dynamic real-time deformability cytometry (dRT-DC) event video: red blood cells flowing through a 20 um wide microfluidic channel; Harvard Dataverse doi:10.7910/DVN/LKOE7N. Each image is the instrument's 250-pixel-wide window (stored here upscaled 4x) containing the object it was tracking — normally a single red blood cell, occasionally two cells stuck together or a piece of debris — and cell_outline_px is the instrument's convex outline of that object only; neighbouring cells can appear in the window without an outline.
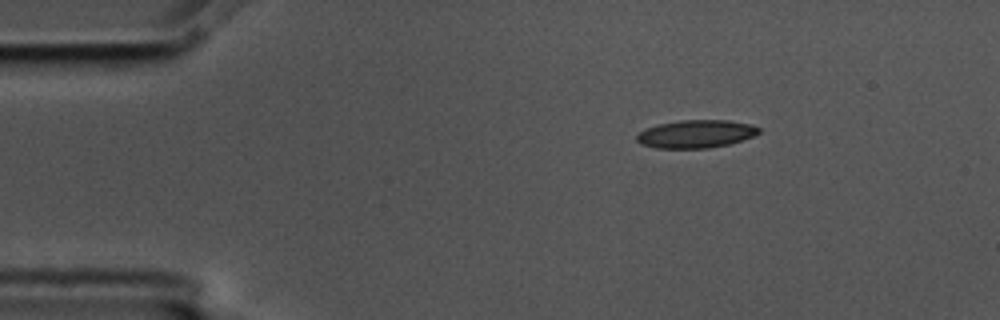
{"species": "common noctule bat (a hibernating species)", "species_latin": "Nyctalus noctula", "temperature_condition": "cold", "stored_images_in_passage": 48, "camera_frame_rate_fps": 3000, "um_per_image_px": 0.085, "animal": {"sex": "male", "body_mass_g": 17.5, "forearm_length_mm": 52.3}, "frame": {"image": 1, "passage_image": 1, "time_ms": 0.0, "image_size_px": [1000, 320], "cell_outline_px": [[760, 132], [752, 136], [728, 144], [708, 148], [656, 148], [640, 144], [636, 140], [636, 136], [640, 132], [656, 124], [680, 120], [728, 120], [752, 124], [760, 128]], "centroid_in_image_um": [59.14, 11.38], "position_along_channel_um": 25.9, "area_um2": 19.83}}
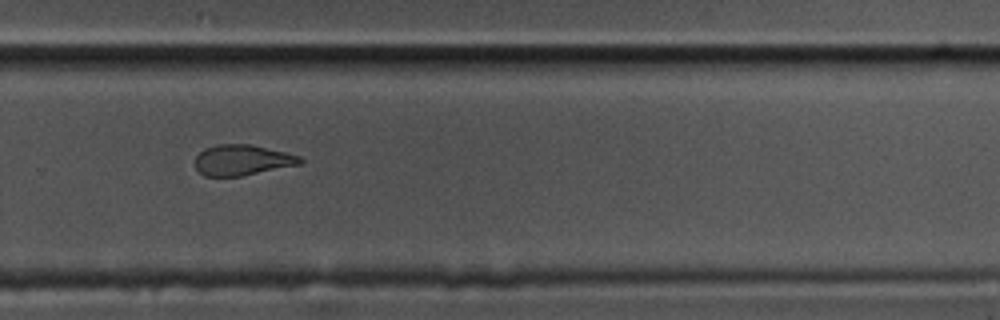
{"frame": {"image": 2, "passage_image": 30, "time_ms": 9.667, "image_size_px": [1000, 320], "cell_outline_px": [[304, 160], [300, 164], [240, 176], [204, 176], [196, 168], [196, 156], [204, 148], [216, 144], [252, 144], [288, 152], [300, 156]], "centroid_in_image_um": [20.6, 13.59], "position_along_channel_um": 309.2, "area_um2": 18.79}}
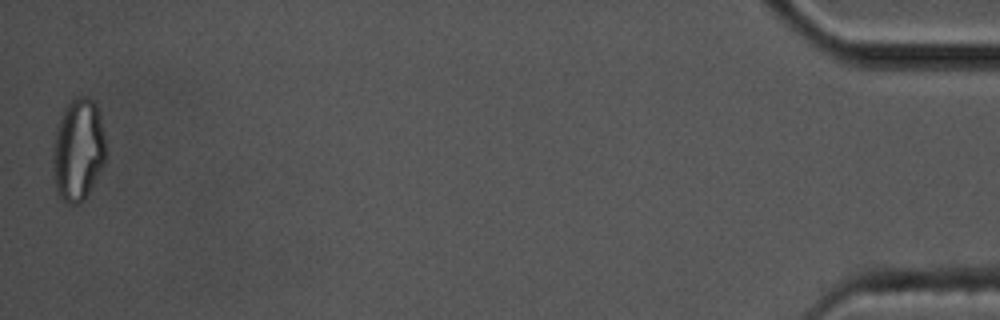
{"frame": {"image": 3, "passage_image": 48, "time_ms": 15.667, "image_size_px": [1000, 320], "cell_outline_px": [[104, 160], [84, 200], [80, 204], [68, 204], [56, 192], [52, 176], [52, 148], [56, 128], [64, 108], [72, 96], [88, 96], [96, 104], [104, 136]], "centroid_in_image_um": [6.57, 12.72], "position_along_channel_um": 428.6, "area_um2": 31.5}, "authors_computed_cell_mechanics": {"area_um2": 20.2878, "velocity_mm_per_s": 3.5591, "shape_relaxation_time_tau1_ms": 8.5077, "shape_relaxation_time_tau2_ms": 2.9654, "deformation_change_tau1": 0.1993, "deformation_change_tau2": 0.1096}}